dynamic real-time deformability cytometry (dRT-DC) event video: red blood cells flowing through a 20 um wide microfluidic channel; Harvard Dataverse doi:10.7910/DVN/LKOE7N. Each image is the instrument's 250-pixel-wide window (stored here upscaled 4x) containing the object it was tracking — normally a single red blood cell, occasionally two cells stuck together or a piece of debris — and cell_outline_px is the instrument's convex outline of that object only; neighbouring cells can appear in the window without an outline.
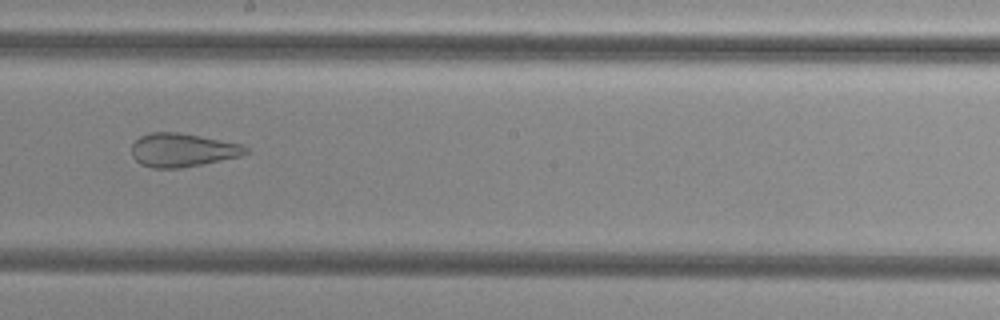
{"species": "common noctule bat (a hibernating species)", "species_latin": "Nyctalus noctula", "temperature_condition": "cold", "stored_images_in_passage": 54, "camera_frame_rate_fps": 3000, "um_per_image_px": 0.085, "animal": {"sex": "female", "body_mass_g": 29.2, "forearm_length_mm": 56.3}, "frame": {"image": 1, "passage_image": 31, "time_ms": 10.0, "image_size_px": [1000, 320], "cell_outline_px": [[248, 152], [240, 156], [180, 168], [152, 168], [140, 164], [132, 156], [132, 144], [140, 136], [152, 132], [176, 132], [200, 136], [240, 144], [248, 148]], "centroid_in_image_um": [15.47, 12.75], "position_along_channel_um": 232.7, "area_um2": 22.02}}
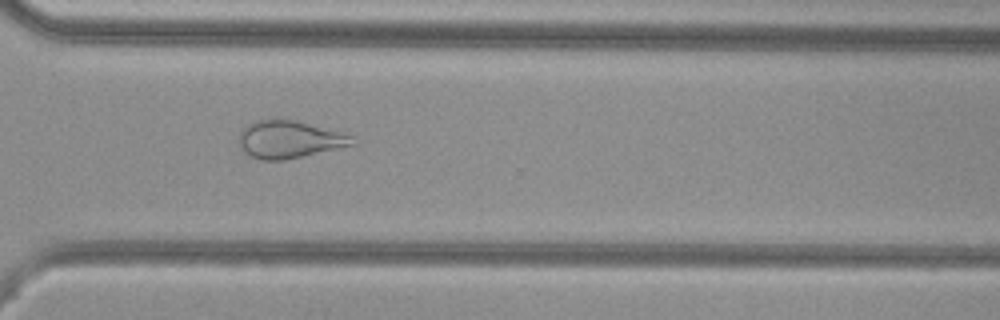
{"frame": {"image": 2, "passage_image": 40, "time_ms": 13.0, "image_size_px": [1000, 320], "cell_outline_px": [[356, 144], [284, 160], [260, 160], [244, 152], [240, 144], [240, 132], [248, 124], [256, 120], [292, 120], [344, 132], [352, 136]], "centroid_in_image_um": [24.61, 11.86], "position_along_channel_um": 346.0, "area_um2": 24.33}}
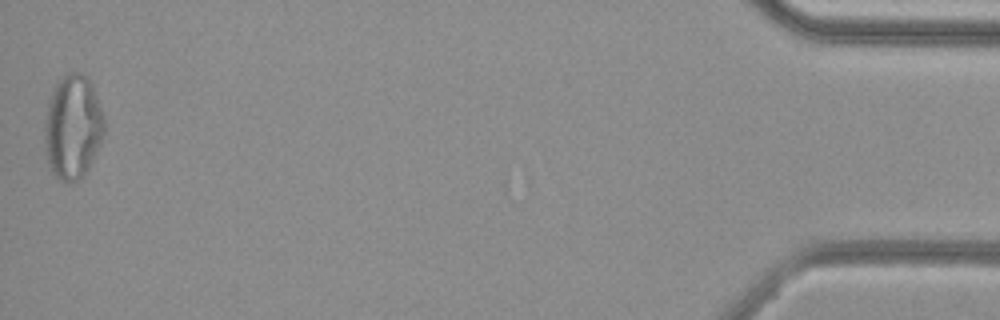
{"frame": {"image": 3, "passage_image": 54, "time_ms": 17.667, "image_size_px": [1000, 320], "cell_outline_px": [[104, 132], [88, 168], [84, 176], [68, 184], [60, 180], [52, 172], [48, 164], [44, 140], [44, 120], [48, 100], [56, 84], [68, 72], [80, 72], [88, 76], [104, 116]], "centroid_in_image_um": [6.16, 10.79], "position_along_channel_um": 429.0, "area_um2": 36.18}}